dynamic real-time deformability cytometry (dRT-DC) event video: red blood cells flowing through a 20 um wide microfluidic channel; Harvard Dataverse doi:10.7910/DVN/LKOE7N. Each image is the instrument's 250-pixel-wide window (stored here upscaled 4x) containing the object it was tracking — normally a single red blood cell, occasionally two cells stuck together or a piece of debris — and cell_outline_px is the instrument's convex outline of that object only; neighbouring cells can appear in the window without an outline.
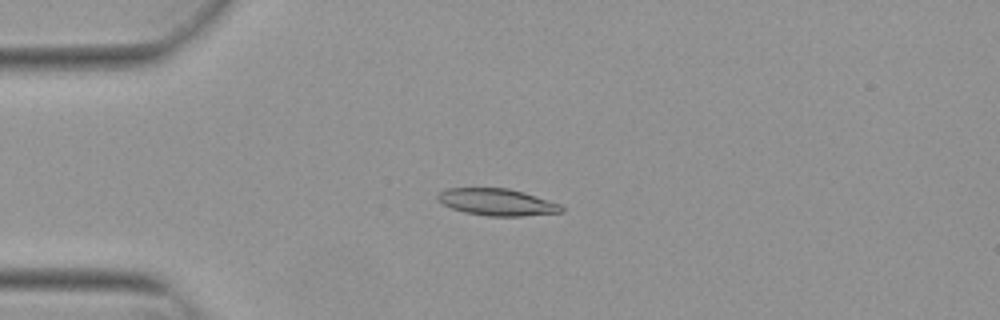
{"species": "Egyptian fruit bat (a non-hibernating species)", "species_latin": "Rousettus aegyptiacus", "temperature_condition": "warm", "stored_images_in_passage": 52, "camera_frame_rate_fps": 3000, "um_per_image_px": 0.085, "animal": {"sex": "female"}, "frame": {"image": 1, "passage_image": 12, "time_ms": 3.667, "image_size_px": [1000, 320], "cell_outline_px": [[564, 212], [524, 216], [488, 216], [464, 212], [452, 208], [436, 200], [436, 196], [440, 192], [448, 188], [508, 188], [524, 192], [560, 204], [564, 208]], "centroid_in_image_um": [42.25, 17.18], "position_along_channel_um": 42.7, "area_um2": 19.42}}
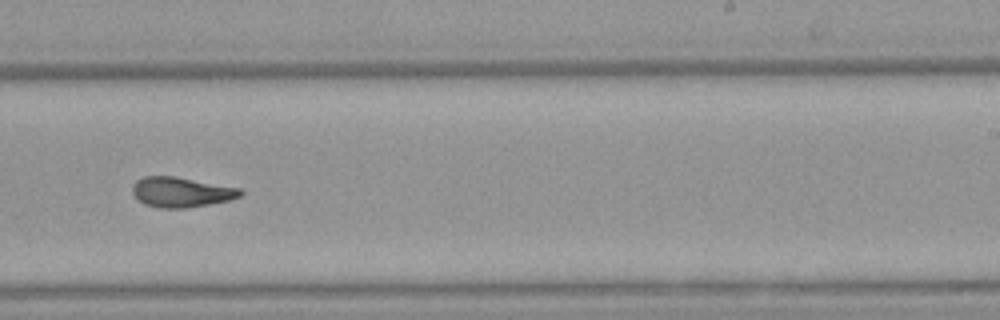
{"frame": {"image": 2, "passage_image": 32, "time_ms": 10.333, "image_size_px": [1000, 320], "cell_outline_px": [[244, 192], [240, 196], [228, 200], [188, 208], [160, 208], [144, 204], [132, 192], [132, 184], [136, 180], [144, 176], [176, 176], [240, 188]], "centroid_in_image_um": [15.39, 16.32], "position_along_channel_um": 273.6, "area_um2": 18.9}}
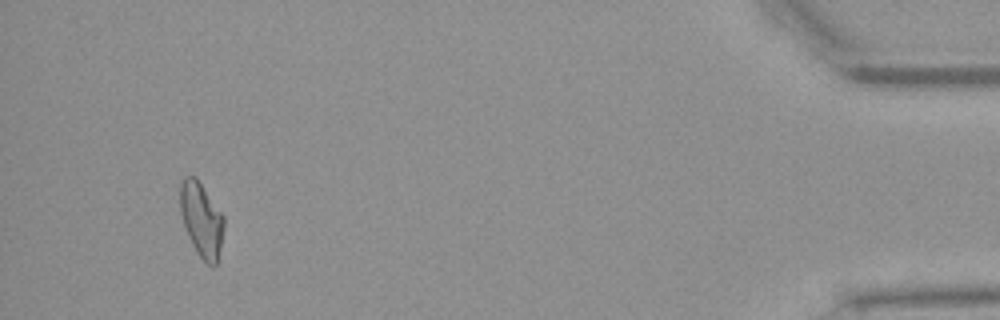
{"frame": {"image": 3, "passage_image": 49, "time_ms": 16.0, "image_size_px": [1000, 320], "cell_outline_px": [[224, 228], [216, 264], [212, 268], [196, 252], [188, 236], [180, 212], [180, 184], [184, 176], [196, 176], [224, 216]], "centroid_in_image_um": [17.12, 18.64], "position_along_channel_um": 418.1, "area_um2": 18.9}, "authors_computed_cell_mechanics": {"area_um2": 18.9584, "velocity_mm_per_s": 3.8283, "shape_relaxation_time_tau1_ms": 6.6118, "shape_relaxation_time_tau2_ms": 3.42, "deformation_change_tau1": 0.2025, "deformation_change_tau2": 0.1134}}